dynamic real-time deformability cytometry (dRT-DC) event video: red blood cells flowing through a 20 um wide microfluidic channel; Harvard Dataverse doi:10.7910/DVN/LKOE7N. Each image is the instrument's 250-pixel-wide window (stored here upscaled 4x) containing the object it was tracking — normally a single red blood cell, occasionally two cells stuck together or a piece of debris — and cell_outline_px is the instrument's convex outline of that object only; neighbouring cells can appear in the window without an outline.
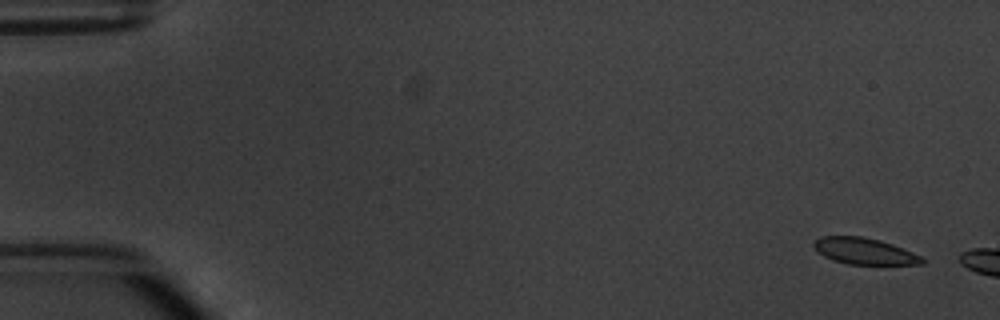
{"species": "common noctule bat (a hibernating species)", "species_latin": "Nyctalus noctula", "temperature_condition": "warm", "stored_images_in_passage": 4, "camera_frame_rate_fps": 3000, "um_per_image_px": 0.085, "animal": {"sex": "male", "body_mass_g": 20.1, "forearm_length_mm": 53.5}, "frame": {"image": 1, "passage_image": 1, "time_ms": 0.0, "image_size_px": [1000, 320], "cell_outline_px": [[924, 264], [848, 264], [832, 260], [816, 252], [812, 244], [820, 236], [860, 236], [880, 240], [892, 244], [912, 252], [920, 256], [924, 260]], "centroid_in_image_um": [73.42, 21.34], "position_along_channel_um": 11.6, "area_um2": 16.59}}